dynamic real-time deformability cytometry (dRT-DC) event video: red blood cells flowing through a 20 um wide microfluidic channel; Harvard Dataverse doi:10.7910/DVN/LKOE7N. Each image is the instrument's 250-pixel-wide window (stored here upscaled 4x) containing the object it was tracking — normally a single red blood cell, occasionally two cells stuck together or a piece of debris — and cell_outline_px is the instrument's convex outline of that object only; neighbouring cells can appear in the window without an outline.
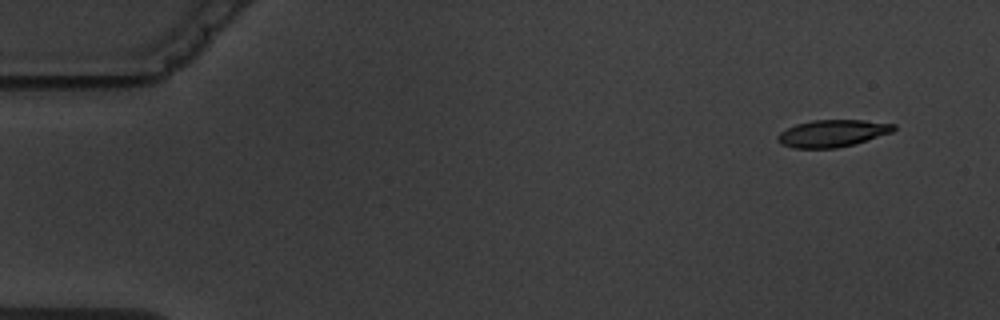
{"species": "common noctule bat (a hibernating species)", "species_latin": "Nyctalus noctula", "temperature_condition": "warm", "stored_images_in_passage": 5, "camera_frame_rate_fps": 3000, "um_per_image_px": 0.085, "animal": {"sex": "male", "body_mass_g": 19.5, "forearm_length_mm": 54.6}, "frame": {"image": 1, "passage_image": 1, "time_ms": 0.0, "image_size_px": [1000, 320], "cell_outline_px": [[896, 128], [892, 132], [852, 144], [836, 148], [796, 148], [784, 144], [776, 140], [776, 136], [780, 132], [796, 124], [812, 120], [864, 120], [896, 124]], "centroid_in_image_um": [70.75, 11.32], "position_along_channel_um": 14.3, "area_um2": 18.09}}
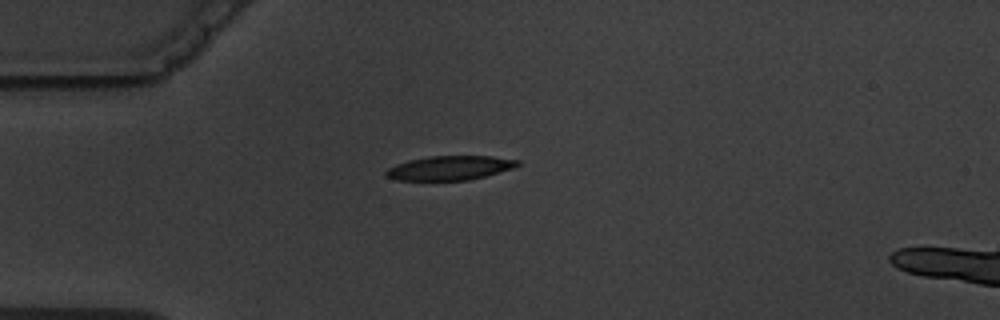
{"frame": {"image": 2, "passage_image": 4, "time_ms": 3.667, "image_size_px": [1000, 320], "cell_outline_px": [[520, 164], [512, 168], [484, 176], [468, 180], [396, 180], [384, 176], [384, 172], [388, 168], [396, 164], [408, 160], [428, 156], [492, 156], [520, 160]], "centroid_in_image_um": [38.19, 14.27], "position_along_channel_um": 46.8, "area_um2": 18.55}}